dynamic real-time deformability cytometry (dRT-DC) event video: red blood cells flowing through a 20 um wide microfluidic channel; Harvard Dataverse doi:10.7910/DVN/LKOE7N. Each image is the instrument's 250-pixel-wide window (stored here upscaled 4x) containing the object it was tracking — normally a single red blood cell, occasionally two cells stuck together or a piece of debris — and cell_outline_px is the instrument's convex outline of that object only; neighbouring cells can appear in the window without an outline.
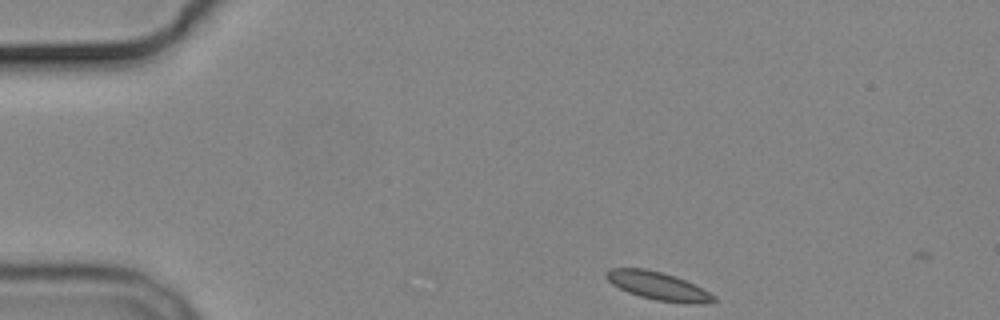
{"species": "common noctule bat (a hibernating species)", "species_latin": "Nyctalus noctula", "temperature_condition": "cold", "stored_images_in_passage": 2, "camera_frame_rate_fps": 3000, "um_per_image_px": 0.085, "animal": {"sex": "male", "body_mass_g": 19.2, "forearm_length_mm": 51.8}, "frame": {"image": 1, "passage_image": 1, "time_ms": 0.0, "image_size_px": [1000, 320], "cell_outline_px": [[716, 300], [700, 304], [692, 304], [656, 300], [640, 296], [628, 292], [612, 284], [604, 276], [604, 272], [608, 268], [644, 268], [676, 276], [716, 296]], "centroid_in_image_um": [55.88, 24.29], "position_along_channel_um": 29.1, "area_um2": 17.4}}